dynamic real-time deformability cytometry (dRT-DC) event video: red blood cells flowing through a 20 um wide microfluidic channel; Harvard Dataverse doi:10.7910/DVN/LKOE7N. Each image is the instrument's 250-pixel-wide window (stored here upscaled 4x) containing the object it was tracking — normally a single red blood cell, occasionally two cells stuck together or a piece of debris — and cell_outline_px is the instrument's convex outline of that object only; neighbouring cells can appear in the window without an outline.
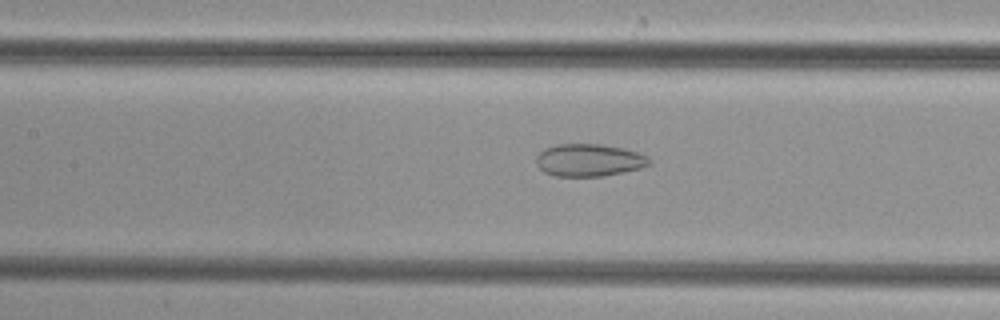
{"species": "common noctule bat (a hibernating species)", "species_latin": "Nyctalus noctula", "temperature_condition": "cold", "stored_images_in_passage": 48, "camera_frame_rate_fps": 3000, "um_per_image_px": 0.085, "animal": {"sex": "female", "body_mass_g": 29.2, "forearm_length_mm": 56.3}, "frame": {"image": 1, "passage_image": 21, "time_ms": 6.667, "image_size_px": [1000, 320], "cell_outline_px": [[652, 160], [648, 164], [640, 168], [624, 172], [604, 176], [552, 176], [544, 172], [536, 164], [536, 156], [544, 148], [556, 144], [600, 144], [624, 148], [648, 156]], "centroid_in_image_um": [50.04, 13.61], "position_along_channel_um": 157.4, "area_um2": 21.5}}
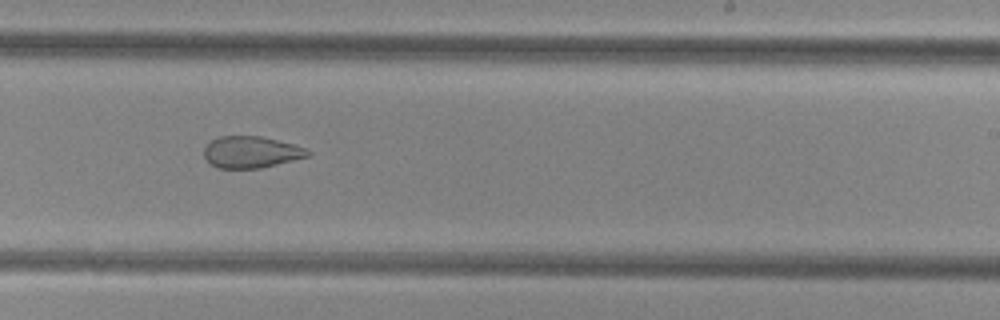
{"frame": {"image": 2, "passage_image": 29, "time_ms": 9.333, "image_size_px": [1000, 320], "cell_outline_px": [[312, 156], [260, 168], [220, 168], [212, 164], [204, 156], [204, 148], [212, 140], [220, 136], [260, 136], [292, 144], [304, 148], [312, 152]], "centroid_in_image_um": [21.38, 12.93], "position_along_channel_um": 267.6, "area_um2": 18.96}}
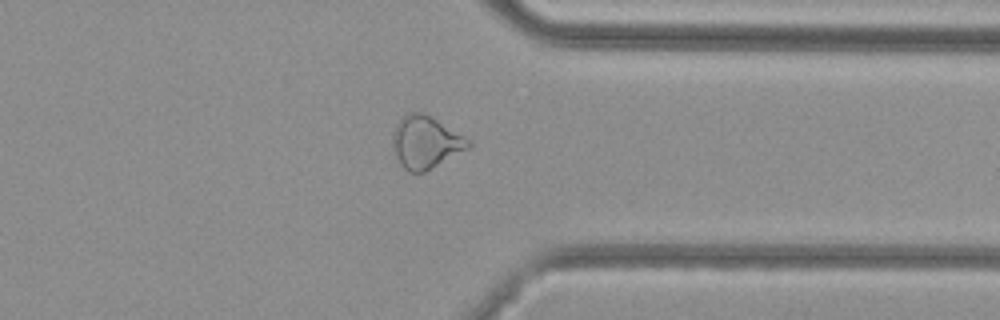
{"frame": {"image": 3, "passage_image": 37, "time_ms": 12.0, "image_size_px": [1000, 320], "cell_outline_px": [[472, 148], [424, 172], [408, 172], [400, 164], [396, 156], [392, 144], [392, 132], [396, 124], [408, 112], [420, 112], [436, 120], [472, 140]], "centroid_in_image_um": [36.2, 12.11], "position_along_channel_um": 375.2, "area_um2": 23.18}}